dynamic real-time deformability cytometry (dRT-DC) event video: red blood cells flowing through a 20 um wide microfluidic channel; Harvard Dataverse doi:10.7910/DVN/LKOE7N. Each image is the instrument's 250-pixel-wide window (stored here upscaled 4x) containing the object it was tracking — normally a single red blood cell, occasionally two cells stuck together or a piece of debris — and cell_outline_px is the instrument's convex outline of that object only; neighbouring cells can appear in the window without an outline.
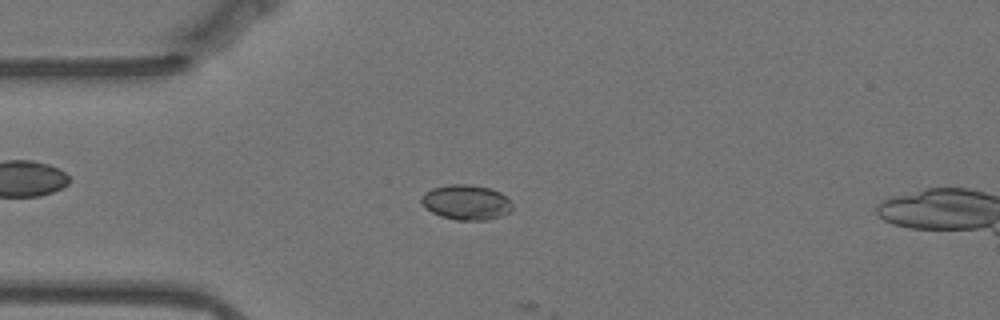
{"species": "Egyptian fruit bat (a non-hibernating species)", "species_latin": "Rousettus aegyptiacus", "temperature_condition": "warm", "stored_images_in_passage": 15, "camera_frame_rate_fps": 3000, "um_per_image_px": 0.085, "animal": {"sex": "female"}, "frame": {"image": 1, "passage_image": 14, "time_ms": 4.333, "image_size_px": [1000, 320], "cell_outline_px": [[512, 208], [508, 212], [500, 216], [488, 220], [456, 220], [440, 216], [424, 208], [420, 204], [420, 196], [424, 192], [432, 188], [448, 184], [468, 184], [488, 188], [500, 192], [512, 204]], "centroid_in_image_um": [39.55, 17.19], "position_along_channel_um": 45.4, "area_um2": 18.67}}